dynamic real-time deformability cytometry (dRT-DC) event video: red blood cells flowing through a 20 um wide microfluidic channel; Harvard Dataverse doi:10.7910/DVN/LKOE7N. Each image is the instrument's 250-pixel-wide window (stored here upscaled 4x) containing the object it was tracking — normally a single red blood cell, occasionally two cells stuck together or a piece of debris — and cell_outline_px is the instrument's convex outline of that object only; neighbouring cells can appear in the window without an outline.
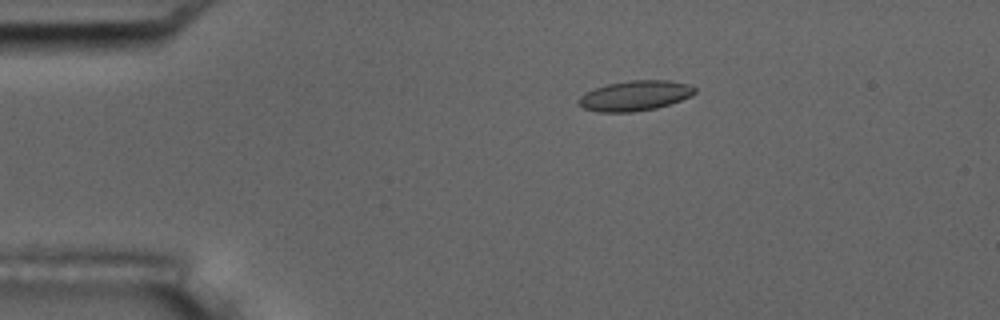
{"species": "common noctule bat (a hibernating species)", "species_latin": "Nyctalus noctula", "temperature_condition": "room temperature", "stored_images_in_passage": 5, "camera_frame_rate_fps": 3000, "um_per_image_px": 0.085, "animal": {"sex": "male", "body_mass_g": 17.5, "forearm_length_mm": 52.3}, "frame": {"image": 1, "passage_image": 5, "time_ms": 5.667, "image_size_px": [1000, 320], "cell_outline_px": [[696, 92], [692, 96], [656, 108], [632, 112], [600, 112], [584, 108], [576, 104], [576, 100], [584, 92], [608, 84], [632, 80], [668, 80], [688, 84], [696, 88]], "centroid_in_image_um": [53.95, 8.13], "position_along_channel_um": 31.1, "area_um2": 20.4}}